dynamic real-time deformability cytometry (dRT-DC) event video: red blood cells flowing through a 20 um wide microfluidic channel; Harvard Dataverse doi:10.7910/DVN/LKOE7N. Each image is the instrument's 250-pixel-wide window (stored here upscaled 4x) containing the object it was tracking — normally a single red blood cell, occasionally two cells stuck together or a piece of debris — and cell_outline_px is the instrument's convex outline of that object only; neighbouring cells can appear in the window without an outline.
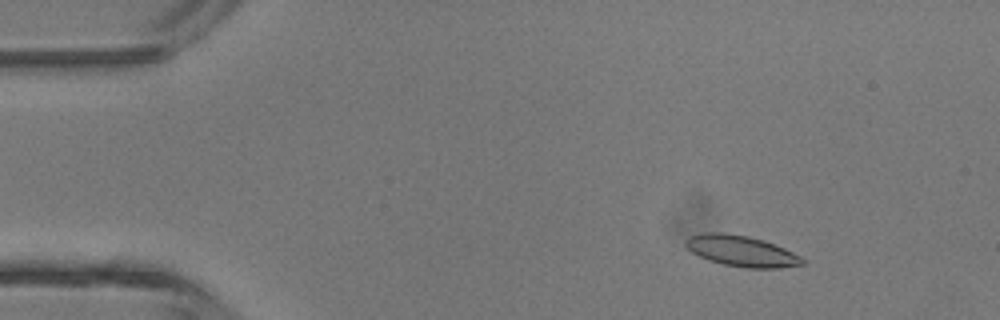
{"species": "common noctule bat (a hibernating species)", "species_latin": "Nyctalus noctula", "temperature_condition": "room temperature", "stored_images_in_passage": 4, "camera_frame_rate_fps": 3000, "um_per_image_px": 0.085, "animal": {"sex": "male", "body_mass_g": 13.3}, "frame": {"image": 1, "passage_image": 2, "time_ms": 1.333, "image_size_px": [1000, 320], "cell_outline_px": [[804, 264], [780, 268], [748, 268], [724, 264], [708, 260], [692, 252], [684, 244], [684, 240], [688, 236], [704, 232], [720, 232], [748, 236], [764, 240], [784, 248], [800, 256], [804, 260]], "centroid_in_image_um": [62.99, 21.33], "position_along_channel_um": 22.0, "area_um2": 20.98}}
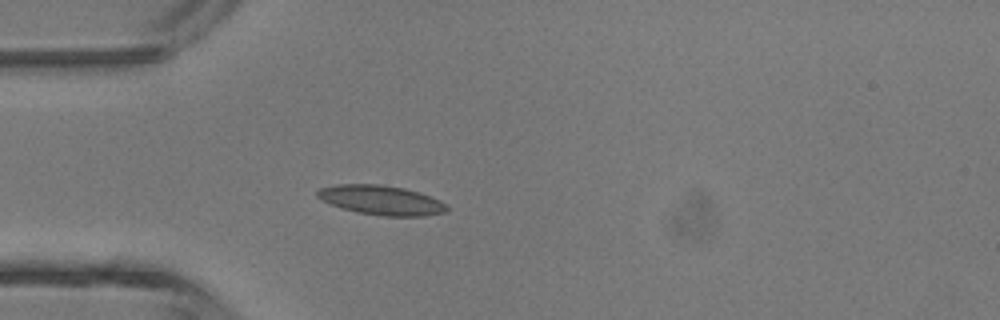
{"frame": {"image": 2, "passage_image": 4, "time_ms": 3.667, "image_size_px": [1000, 320], "cell_outline_px": [[448, 208], [444, 212], [424, 216], [380, 216], [356, 212], [340, 208], [320, 200], [316, 196], [316, 192], [320, 188], [336, 184], [380, 184], [404, 188], [440, 200]], "centroid_in_image_um": [32.33, 17.01], "position_along_channel_um": 52.7, "area_um2": 22.25}}